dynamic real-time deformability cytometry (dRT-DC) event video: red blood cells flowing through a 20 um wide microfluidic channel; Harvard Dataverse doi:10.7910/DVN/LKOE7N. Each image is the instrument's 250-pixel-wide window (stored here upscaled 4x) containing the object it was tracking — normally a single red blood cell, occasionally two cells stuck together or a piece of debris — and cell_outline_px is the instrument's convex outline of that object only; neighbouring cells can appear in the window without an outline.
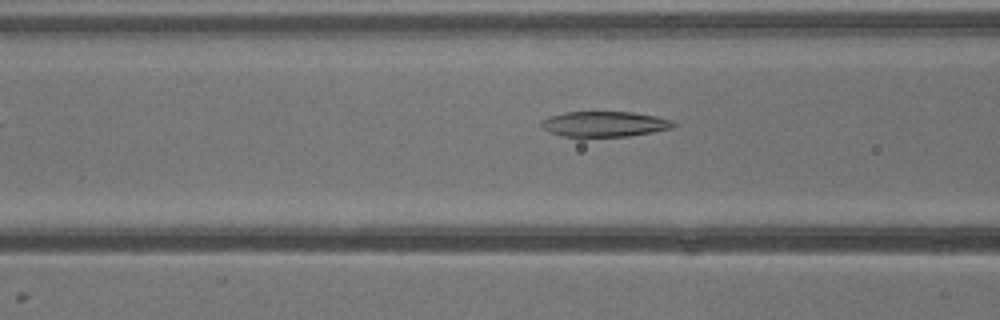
{"species": "common noctule bat (a hibernating species)", "species_latin": "Nyctalus noctula", "temperature_condition": "warm", "stored_images_in_passage": 4, "camera_frame_rate_fps": 3000, "um_per_image_px": 0.085, "animal": {"sex": "male", "body_mass_g": 13.3}, "frame": {"image": 1, "passage_image": 4, "time_ms": 4.667, "image_size_px": [1000, 320], "cell_outline_px": [[676, 124], [672, 128], [652, 132], [628, 136], [560, 136], [548, 132], [540, 124], [548, 116], [564, 112], [632, 112], [656, 116], [672, 120]], "centroid_in_image_um": [51.38, 10.54], "position_along_channel_um": 115.2, "area_um2": 19.42}}